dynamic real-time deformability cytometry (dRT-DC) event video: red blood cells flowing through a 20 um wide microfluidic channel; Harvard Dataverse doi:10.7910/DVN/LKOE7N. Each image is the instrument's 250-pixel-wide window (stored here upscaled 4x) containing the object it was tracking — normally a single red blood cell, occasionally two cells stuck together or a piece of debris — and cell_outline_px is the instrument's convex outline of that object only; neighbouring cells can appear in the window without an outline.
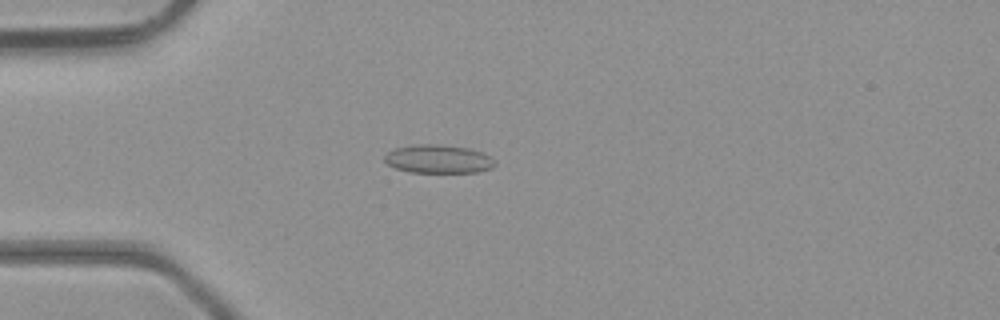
{"species": "common noctule bat (a hibernating species)", "species_latin": "Nyctalus noctula", "temperature_condition": "room temperature", "stored_images_in_passage": 46, "camera_frame_rate_fps": 3000, "um_per_image_px": 0.085, "animal": {"sex": "male", "body_mass_g": 23.1, "forearm_length_mm": 52.7}, "frame": {"image": 1, "passage_image": 12, "time_ms": 3.667, "image_size_px": [1000, 320], "cell_outline_px": [[496, 164], [492, 168], [476, 172], [408, 172], [396, 168], [388, 164], [384, 160], [384, 156], [392, 148], [412, 144], [436, 144], [468, 148], [484, 152], [492, 156]], "centroid_in_image_um": [37.26, 13.5], "position_along_channel_um": 47.7, "area_um2": 18.5}}
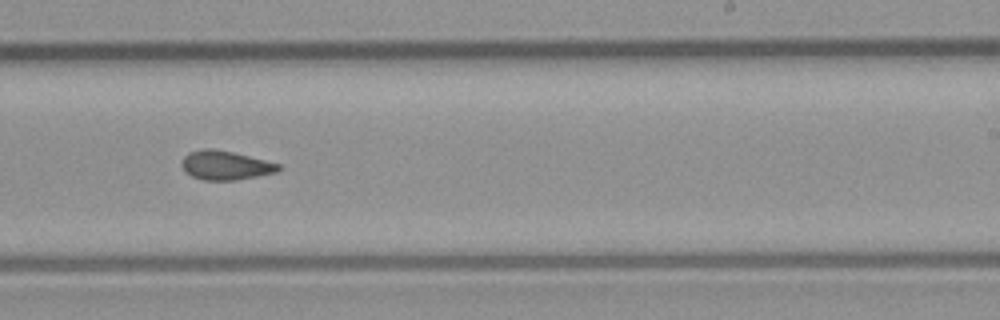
{"frame": {"image": 2, "passage_image": 28, "time_ms": 9.0, "image_size_px": [1000, 320], "cell_outline_px": [[280, 168], [276, 172], [236, 180], [204, 180], [192, 176], [180, 164], [180, 160], [188, 152], [204, 148], [212, 148], [232, 152], [280, 164]], "centroid_in_image_um": [19.12, 14.04], "position_along_channel_um": 269.9, "area_um2": 16.18}}
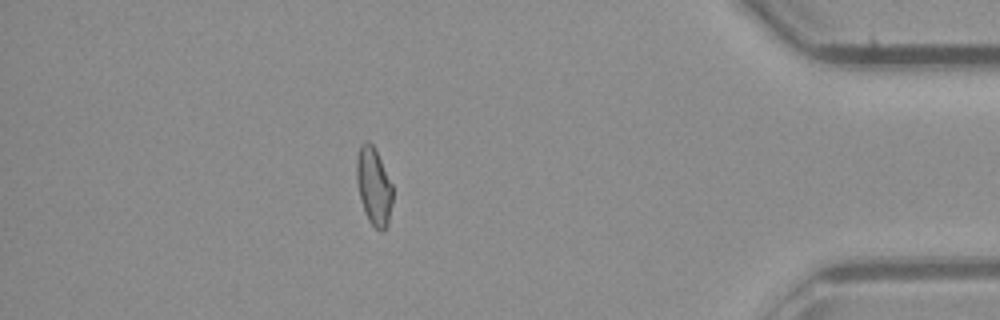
{"frame": {"image": 3, "passage_image": 40, "time_ms": 13.0, "image_size_px": [1000, 320], "cell_outline_px": [[392, 204], [388, 224], [384, 232], [380, 232], [368, 220], [360, 196], [356, 180], [356, 160], [360, 144], [364, 140], [368, 140], [372, 144], [392, 184]], "centroid_in_image_um": [31.77, 15.84], "position_along_channel_um": 403.4, "area_um2": 16.18}, "authors_computed_cell_mechanics": {"area_um2": 16.5886, "velocity_mm_per_s": 4.4514, "shape_relaxation_time_tau1_ms": null, "shape_relaxation_time_tau2_ms": 1.412, "deformation_change_tau1": null, "deformation_change_tau2": 0.0742}}